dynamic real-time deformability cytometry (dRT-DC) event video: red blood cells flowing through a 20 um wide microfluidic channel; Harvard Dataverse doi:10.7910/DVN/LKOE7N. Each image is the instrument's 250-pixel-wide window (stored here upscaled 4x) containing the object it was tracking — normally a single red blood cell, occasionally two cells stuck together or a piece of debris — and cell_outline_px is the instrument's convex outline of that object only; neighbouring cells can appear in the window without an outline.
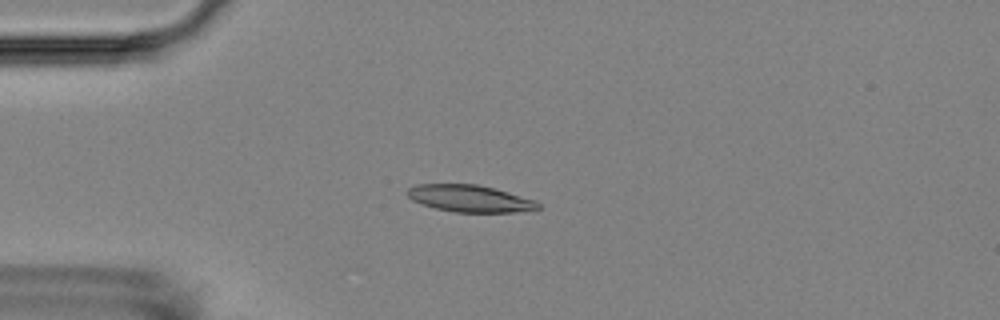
{"species": "Egyptian fruit bat (a non-hibernating species)", "species_latin": "Rousettus aegyptiacus", "temperature_condition": "room temperature", "stored_images_in_passage": 5, "camera_frame_rate_fps": 3000, "um_per_image_px": 0.085, "animal": {"sex": "female"}, "frame": {"image": 1, "passage_image": 3, "time_ms": 3.0, "image_size_px": [1000, 320], "cell_outline_px": [[540, 208], [536, 212], [456, 212], [436, 208], [420, 204], [412, 200], [408, 196], [408, 188], [416, 184], [476, 184], [492, 188], [536, 200], [540, 204]], "centroid_in_image_um": [39.99, 16.89], "position_along_channel_um": 45.0, "area_um2": 20.63}}